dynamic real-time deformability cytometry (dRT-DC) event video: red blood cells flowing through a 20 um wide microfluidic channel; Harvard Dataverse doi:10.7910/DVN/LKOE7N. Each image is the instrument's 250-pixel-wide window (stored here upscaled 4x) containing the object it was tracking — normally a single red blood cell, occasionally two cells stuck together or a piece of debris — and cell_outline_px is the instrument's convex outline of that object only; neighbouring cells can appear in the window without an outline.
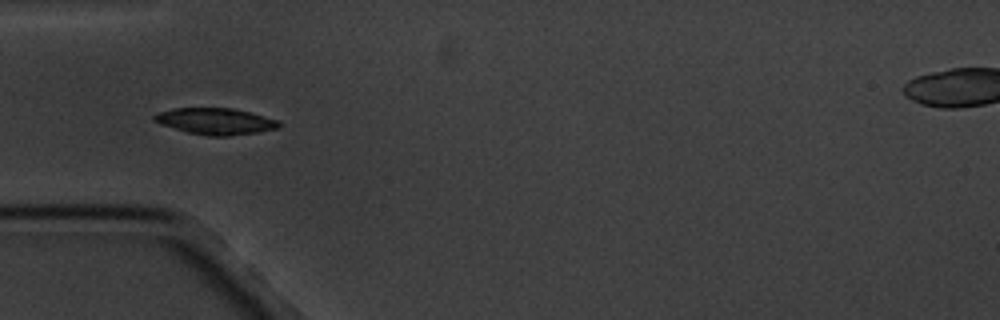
{"species": "common noctule bat (a hibernating species)", "species_latin": "Nyctalus noctula", "temperature_condition": "cold", "stored_images_in_passage": 7, "camera_frame_rate_fps": 3000, "um_per_image_px": 0.085, "animal": {"sex": "male", "body_mass_g": 20.1, "forearm_length_mm": 53.5}, "frame": {"image": 1, "passage_image": 6, "time_ms": 6.0, "image_size_px": [1000, 320], "cell_outline_px": [[280, 124], [276, 128], [256, 132], [228, 136], [208, 136], [188, 132], [160, 124], [152, 120], [152, 116], [156, 112], [176, 108], [232, 108], [280, 120]], "centroid_in_image_um": [18.26, 10.3], "position_along_channel_um": 66.7, "area_um2": 19.07}}
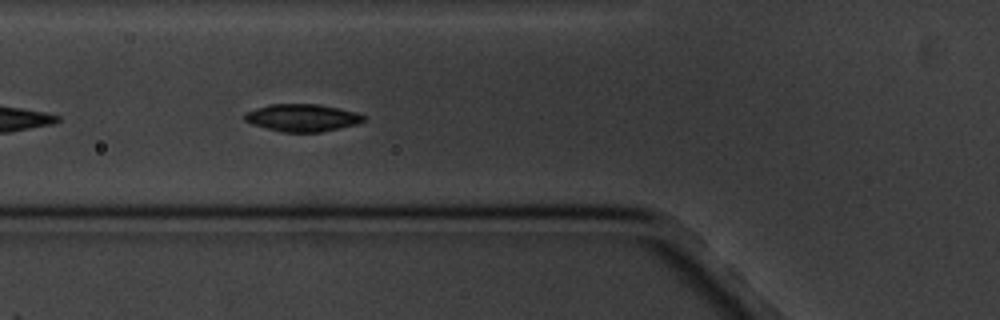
{"frame": {"image": 2, "passage_image": 7, "time_ms": 7.0, "image_size_px": [1000, 320], "cell_outline_px": [[368, 116], [364, 120], [356, 124], [340, 128], [320, 132], [280, 132], [252, 124], [244, 120], [244, 112], [256, 108], [272, 104], [320, 104], [356, 112]], "centroid_in_image_um": [25.69, 10.01], "position_along_channel_um": 100.1, "area_um2": 19.07}}